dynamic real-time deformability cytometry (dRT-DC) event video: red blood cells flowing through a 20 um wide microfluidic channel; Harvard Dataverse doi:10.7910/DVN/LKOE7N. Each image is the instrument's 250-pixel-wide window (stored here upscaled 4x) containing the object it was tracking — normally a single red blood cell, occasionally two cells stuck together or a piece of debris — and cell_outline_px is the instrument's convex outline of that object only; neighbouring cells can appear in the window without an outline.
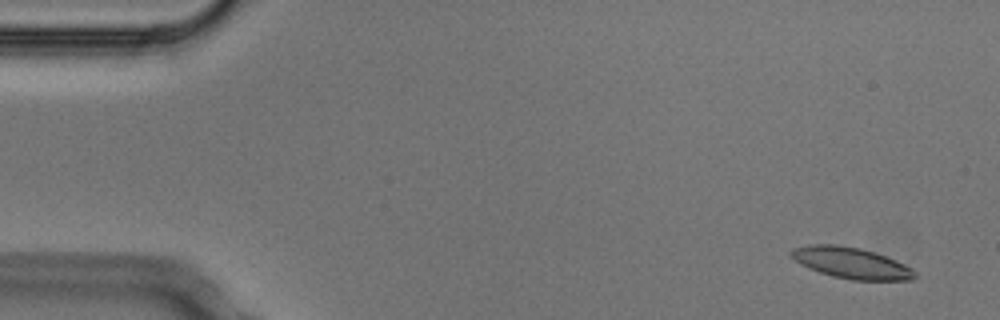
{"species": "Egyptian fruit bat (a non-hibernating species)", "species_latin": "Rousettus aegyptiacus", "temperature_condition": "cold", "stored_images_in_passage": 6, "camera_frame_rate_fps": 3000, "um_per_image_px": 0.085, "animal": {"sex": "male"}, "frame": {"image": 1, "passage_image": 1, "time_ms": 0.0, "image_size_px": [1000, 320], "cell_outline_px": [[920, 276], [912, 280], [852, 280], [832, 276], [808, 268], [800, 264], [788, 256], [788, 252], [792, 248], [812, 244], [836, 244], [860, 248], [896, 260], [912, 268]], "centroid_in_image_um": [72.33, 22.35], "position_along_channel_um": 12.7, "area_um2": 22.66}}
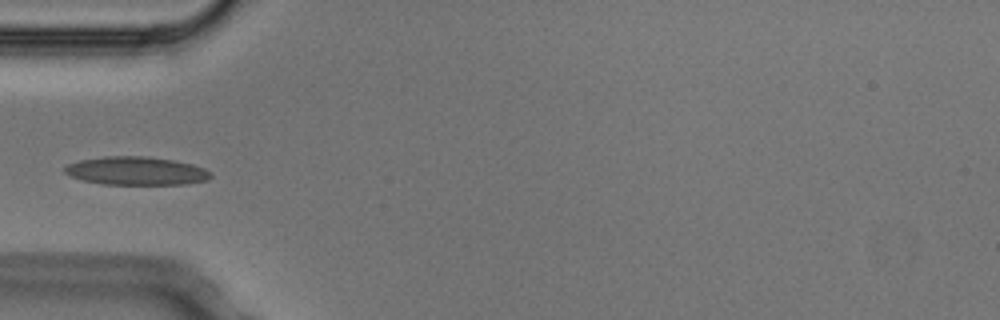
{"frame": {"image": 2, "passage_image": 5, "time_ms": 1.333, "image_size_px": [1000, 320], "cell_outline_px": [[212, 176], [208, 180], [184, 184], [104, 184], [84, 180], [72, 176], [64, 172], [64, 168], [68, 164], [80, 160], [104, 156], [148, 156], [172, 160], [192, 164], [204, 168], [212, 172]], "centroid_in_image_um": [11.61, 14.52], "position_along_channel_um": 73.4, "area_um2": 23.99}}
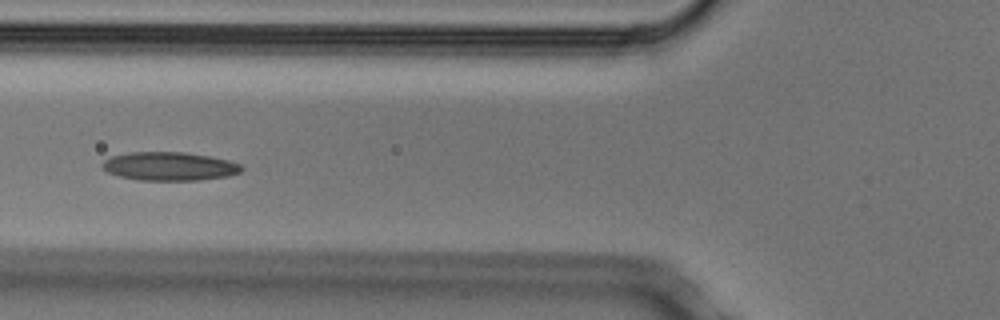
{"frame": {"image": 3, "passage_image": 6, "time_ms": 1.667, "image_size_px": [1000, 320], "cell_outline_px": [[244, 168], [240, 172], [228, 176], [200, 180], [136, 180], [120, 176], [108, 172], [100, 164], [104, 160], [112, 156], [128, 152], [184, 152], [208, 156], [228, 160], [240, 164]], "centroid_in_image_um": [14.4, 14.13], "position_along_channel_um": 111.4, "area_um2": 23.12}}